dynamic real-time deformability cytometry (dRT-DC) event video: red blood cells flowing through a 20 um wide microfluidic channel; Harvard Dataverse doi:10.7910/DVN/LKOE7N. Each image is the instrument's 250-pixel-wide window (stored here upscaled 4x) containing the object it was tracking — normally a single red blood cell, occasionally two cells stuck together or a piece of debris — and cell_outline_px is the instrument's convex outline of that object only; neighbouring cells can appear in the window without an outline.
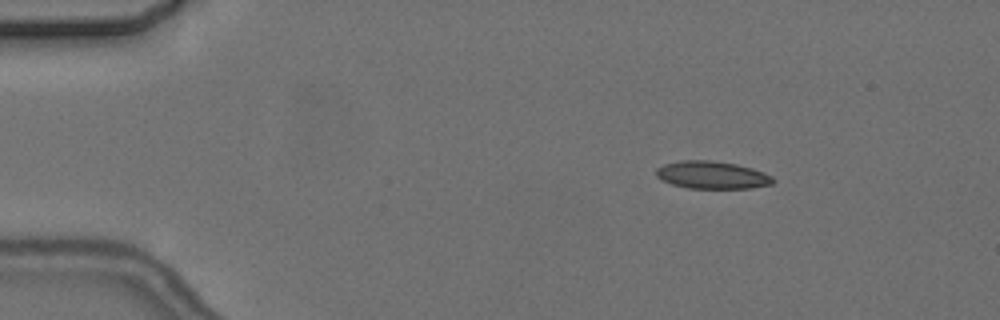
{"species": "common noctule bat (a hibernating species)", "species_latin": "Nyctalus noctula", "temperature_condition": "cold", "stored_images_in_passage": 2, "camera_frame_rate_fps": 3000, "um_per_image_px": 0.085, "animal": {"sex": "female", "body_mass_g": 24.6, "forearm_length_mm": 56.2}, "frame": {"image": 1, "passage_image": 2, "time_ms": 1.333, "image_size_px": [1000, 320], "cell_outline_px": [[776, 180], [772, 184], [752, 188], [688, 188], [672, 184], [656, 176], [656, 168], [664, 164], [680, 160], [708, 160], [736, 164], [752, 168], [764, 172], [772, 176]], "centroid_in_image_um": [60.55, 14.87], "position_along_channel_um": 24.5, "area_um2": 18.79}}